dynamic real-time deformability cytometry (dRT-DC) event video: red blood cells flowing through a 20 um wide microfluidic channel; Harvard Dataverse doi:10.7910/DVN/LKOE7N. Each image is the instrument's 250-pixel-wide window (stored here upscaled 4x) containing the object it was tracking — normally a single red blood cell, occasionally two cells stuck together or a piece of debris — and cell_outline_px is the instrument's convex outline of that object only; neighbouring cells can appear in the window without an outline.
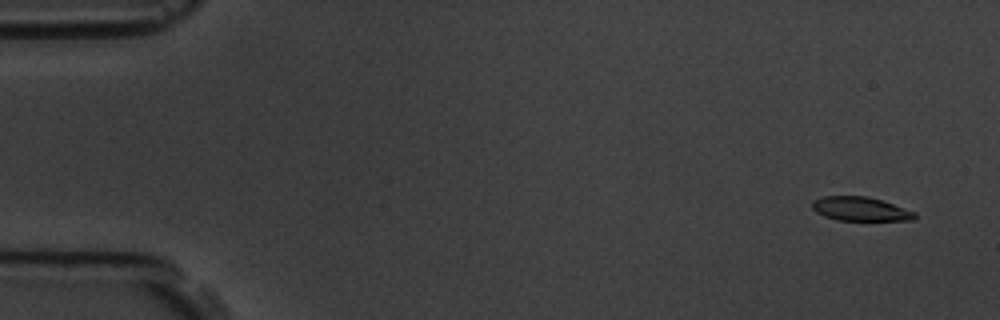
{"species": "common noctule bat (a hibernating species)", "species_latin": "Nyctalus noctula", "temperature_condition": "room temperature", "stored_images_in_passage": 5, "segment_of_instrument_passage": [1, 2], "camera_frame_rate_fps": 3000, "um_per_image_px": 0.085, "animal": {"sex": "male", "body_mass_g": 19.5, "forearm_length_mm": 54.6}, "frame": {"image": 1, "passage_image": 1, "time_ms": 0.0, "image_size_px": [1000, 320], "cell_outline_px": [[916, 216], [912, 220], [836, 220], [824, 216], [816, 212], [812, 208], [812, 200], [824, 196], [868, 196], [916, 212]], "centroid_in_image_um": [73.09, 17.76], "position_along_channel_um": 11.9, "area_um2": 14.22}}
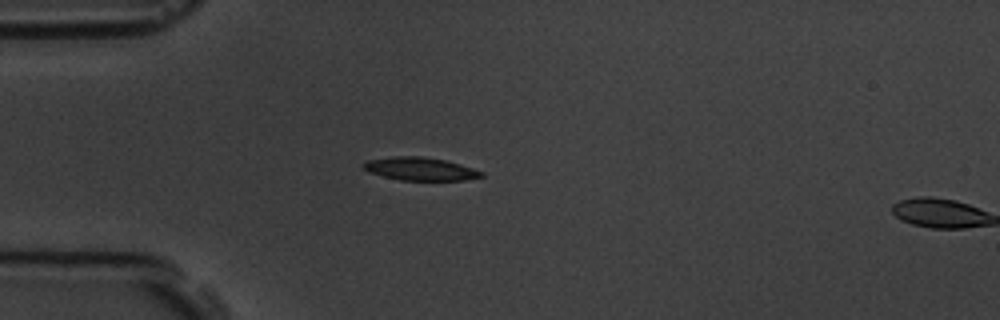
{"frame": {"image": 2, "passage_image": 4, "time_ms": 4.0, "image_size_px": [1000, 320], "cell_outline_px": [[484, 176], [464, 180], [400, 180], [368, 172], [360, 164], [368, 160], [392, 156], [420, 156], [444, 160], [460, 164], [484, 172]], "centroid_in_image_um": [35.7, 14.35], "position_along_channel_um": 49.3, "area_um2": 15.78}}